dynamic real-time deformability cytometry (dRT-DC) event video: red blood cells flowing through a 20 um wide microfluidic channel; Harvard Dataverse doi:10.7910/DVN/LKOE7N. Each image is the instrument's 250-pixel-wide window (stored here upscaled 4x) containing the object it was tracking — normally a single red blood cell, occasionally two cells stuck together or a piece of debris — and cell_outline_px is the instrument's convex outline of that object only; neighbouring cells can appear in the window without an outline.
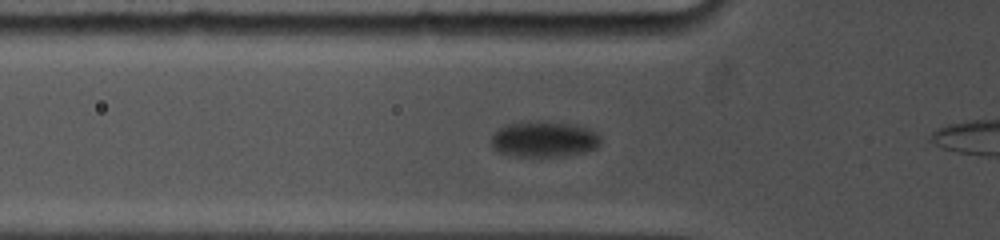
{"species": "common noctule bat (a hibernating species)", "species_latin": "Nyctalus noctula", "temperature_condition": "cold", "stored_images_in_passage": 15, "camera_frame_rate_fps": 5000, "um_per_image_px": 0.085, "animal": {"sex": "female", "body_mass_g": 19.0, "forearm_length_mm": 53.3}, "frame": {"image": 1, "passage_image": 3, "time_ms": 0.4, "image_size_px": [1000, 240], "cell_outline_px": [[600, 144], [596, 148], [584, 152], [564, 156], [516, 156], [500, 152], [492, 148], [492, 132], [508, 124], [520, 120], [532, 120], [576, 124], [588, 128], [596, 132], [600, 136]], "centroid_in_image_um": [46.24, 11.81], "position_along_channel_um": 79.6, "area_um2": 23.18}}
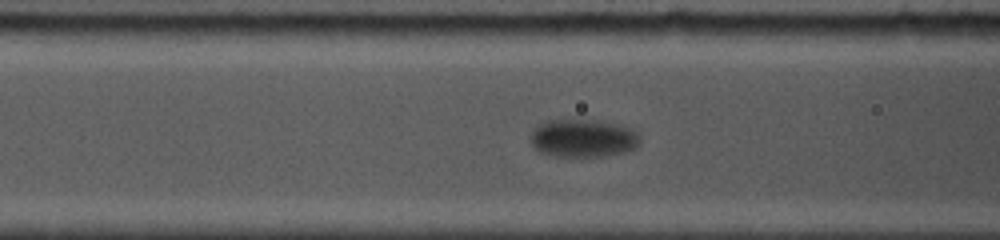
{"frame": {"image": 2, "passage_image": 11, "time_ms": 1.6, "image_size_px": [1000, 240], "cell_outline_px": [[640, 140], [636, 148], [624, 152], [604, 156], [548, 156], [540, 152], [532, 144], [532, 132], [536, 124], [548, 120], [596, 120], [616, 124], [628, 128], [636, 132], [640, 136]], "centroid_in_image_um": [49.54, 11.75], "position_along_channel_um": 117.1, "area_um2": 24.16}}